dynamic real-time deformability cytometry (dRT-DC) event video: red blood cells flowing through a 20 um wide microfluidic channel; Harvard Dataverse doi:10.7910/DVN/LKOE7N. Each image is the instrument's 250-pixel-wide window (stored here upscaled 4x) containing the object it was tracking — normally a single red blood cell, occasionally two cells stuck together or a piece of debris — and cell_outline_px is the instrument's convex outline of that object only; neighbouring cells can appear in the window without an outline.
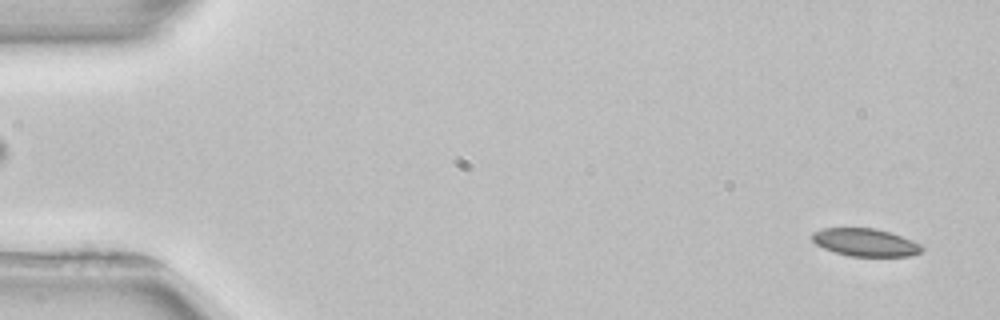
{"species": "common noctule bat (a hibernating species)", "species_latin": "Nyctalus noctula", "temperature_condition": "room temperature", "stored_images_in_passage": 52, "camera_frame_rate_fps": 3000, "um_per_image_px": 0.085, "animal": {"sex": "female", "body_mass_g": 22.7, "forearm_length_mm": 54.2}, "frame": {"image": 1, "passage_image": 2, "time_ms": 0.333, "image_size_px": [1000, 320], "cell_outline_px": [[924, 248], [920, 252], [912, 256], [848, 256], [824, 248], [816, 244], [812, 240], [812, 232], [824, 228], [876, 228], [892, 232], [912, 240], [920, 244]], "centroid_in_image_um": [73.57, 20.6], "position_along_channel_um": 11.4, "area_um2": 17.8}}
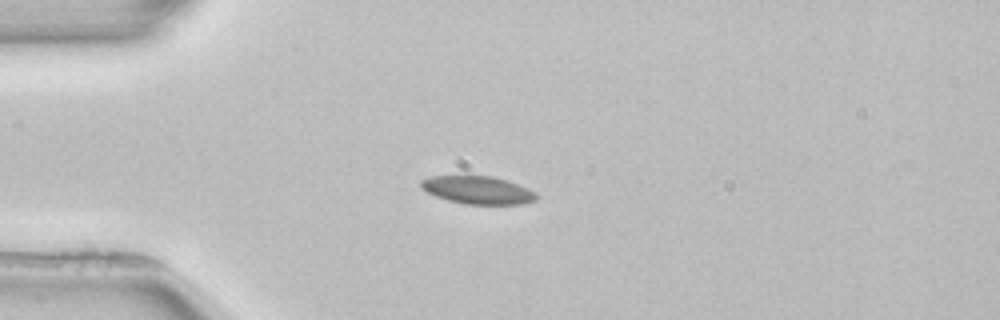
{"frame": {"image": 2, "passage_image": 13, "time_ms": 4.0, "image_size_px": [1000, 320], "cell_outline_px": [[536, 200], [520, 204], [464, 204], [448, 200], [436, 196], [428, 192], [420, 184], [420, 180], [428, 176], [464, 172], [492, 176], [528, 188], [536, 192]], "centroid_in_image_um": [40.53, 16.09], "position_along_channel_um": 44.5, "area_um2": 19.42}}
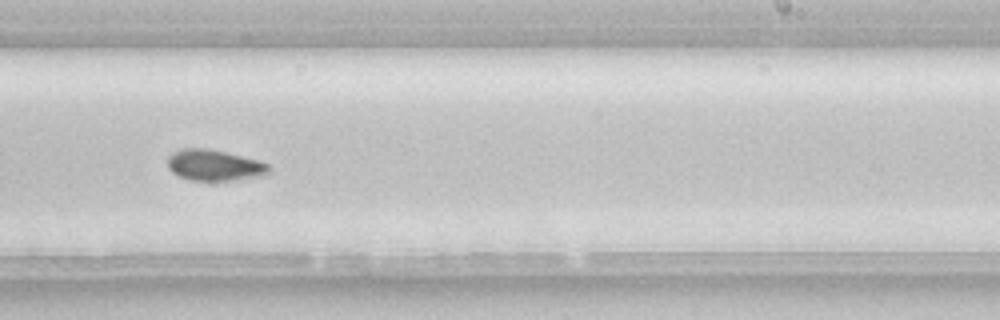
{"frame": {"image": 3, "passage_image": 32, "time_ms": 10.333, "image_size_px": [1000, 320], "cell_outline_px": [[268, 172], [264, 176], [232, 180], [192, 180], [180, 176], [172, 172], [168, 168], [168, 156], [172, 152], [184, 148], [208, 148], [228, 152], [260, 160], [268, 164]], "centroid_in_image_um": [18.23, 14.03], "position_along_channel_um": 270.8, "area_um2": 18.38}}